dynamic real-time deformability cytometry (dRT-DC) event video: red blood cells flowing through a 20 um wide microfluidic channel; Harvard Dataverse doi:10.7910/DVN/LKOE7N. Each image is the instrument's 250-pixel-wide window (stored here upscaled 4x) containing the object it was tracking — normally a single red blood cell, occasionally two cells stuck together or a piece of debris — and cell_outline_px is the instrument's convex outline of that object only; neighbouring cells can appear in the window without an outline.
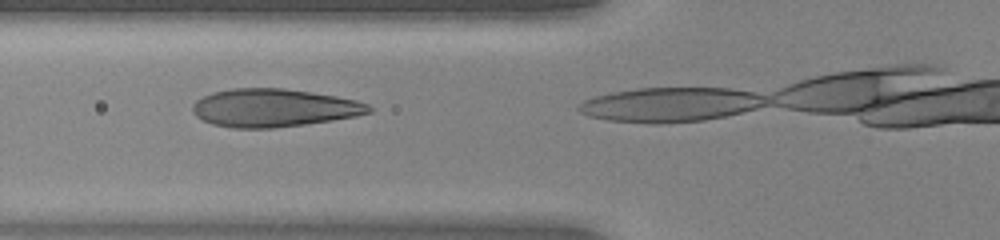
{"species": "human", "species_latin": "Homo sapiens", "temperature_condition": "warm", "stored_images_in_passage": 15, "camera_frame_rate_fps": 3000, "um_per_image_px": 0.085, "donor": {"sex": "female"}, "frame": {"image": 1, "passage_image": 13, "time_ms": 4.0, "image_size_px": [1000, 240], "cell_outline_px": [[372, 112], [356, 116], [332, 120], [304, 124], [272, 128], [232, 128], [212, 124], [196, 116], [192, 112], [192, 104], [196, 100], [212, 92], [232, 88], [284, 88], [312, 92], [336, 96], [356, 100], [368, 104], [372, 108]], "centroid_in_image_um": [23.26, 9.16], "position_along_channel_um": 102.5, "area_um2": 39.13}}